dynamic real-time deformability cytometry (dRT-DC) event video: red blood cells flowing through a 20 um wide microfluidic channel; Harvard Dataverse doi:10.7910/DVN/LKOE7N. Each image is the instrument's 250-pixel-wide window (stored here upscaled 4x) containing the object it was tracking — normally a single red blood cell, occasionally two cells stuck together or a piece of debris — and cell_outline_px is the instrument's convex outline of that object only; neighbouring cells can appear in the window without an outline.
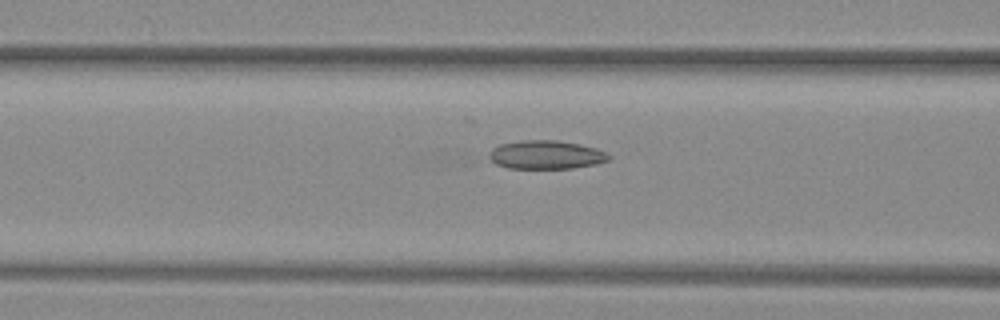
{"species": "common noctule bat (a hibernating species)", "species_latin": "Nyctalus noctula", "temperature_condition": "warm", "stored_images_in_passage": 32, "camera_frame_rate_fps": 3000, "um_per_image_px": 0.085, "animal": {"sex": "female", "body_mass_g": 29.2, "forearm_length_mm": 56.3}, "frame": {"image": 1, "passage_image": 8, "time_ms": 2.333, "image_size_px": [1000, 320], "cell_outline_px": [[612, 156], [608, 160], [596, 164], [572, 168], [508, 168], [496, 164], [488, 156], [492, 148], [500, 144], [520, 140], [556, 140], [580, 144], [596, 148]], "centroid_in_image_um": [46.41, 13.15], "position_along_channel_um": 120.2, "area_um2": 19.88}}
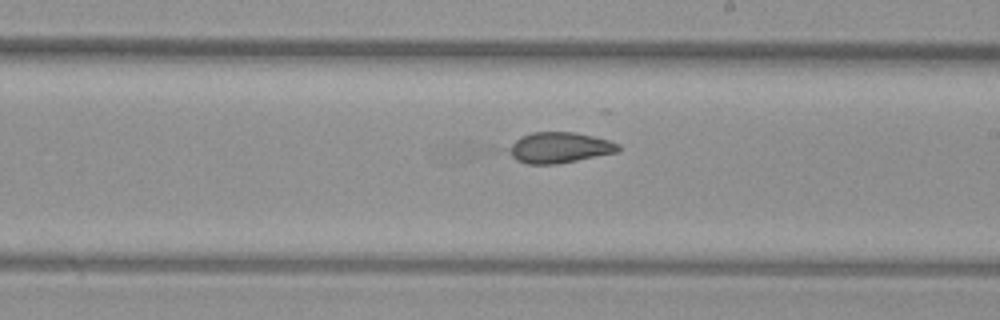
{"frame": {"image": 2, "passage_image": 17, "time_ms": 5.333, "image_size_px": [1000, 320], "cell_outline_px": [[620, 148], [616, 152], [556, 164], [528, 164], [516, 160], [508, 152], [508, 148], [520, 136], [532, 132], [576, 132], [608, 140], [620, 144]], "centroid_in_image_um": [47.52, 12.54], "position_along_channel_um": 241.5, "area_um2": 19.42}}
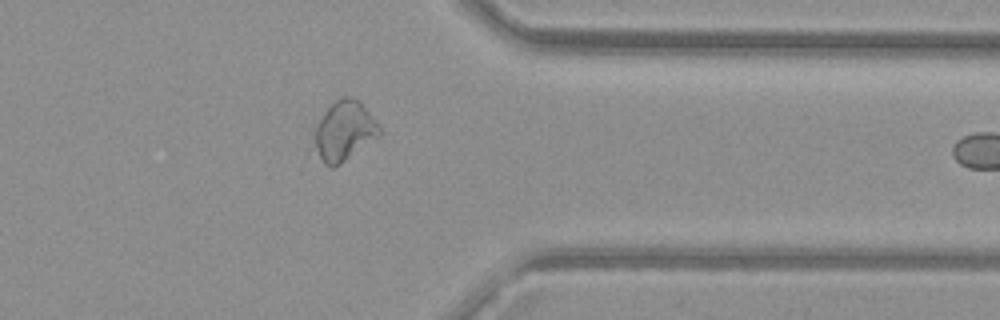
{"frame": {"image": 3, "passage_image": 28, "time_ms": 9.0, "image_size_px": [1000, 320], "cell_outline_px": [[380, 136], [340, 164], [332, 168], [324, 164], [312, 140], [312, 132], [316, 124], [332, 100], [344, 96], [348, 96], [360, 100], [380, 128]], "centroid_in_image_um": [29.22, 11.11], "position_along_channel_um": 382.2, "area_um2": 22.83}, "authors_computed_cell_mechanics": {"area_um2": 19.9699, "velocity_mm_per_s": 4.0471, "shape_relaxation_time_tau1_ms": 11.3917, "shape_relaxation_time_tau2_ms": 2.0778, "deformation_change_tau1": 0.1979, "deformation_change_tau2": 0.0748}}